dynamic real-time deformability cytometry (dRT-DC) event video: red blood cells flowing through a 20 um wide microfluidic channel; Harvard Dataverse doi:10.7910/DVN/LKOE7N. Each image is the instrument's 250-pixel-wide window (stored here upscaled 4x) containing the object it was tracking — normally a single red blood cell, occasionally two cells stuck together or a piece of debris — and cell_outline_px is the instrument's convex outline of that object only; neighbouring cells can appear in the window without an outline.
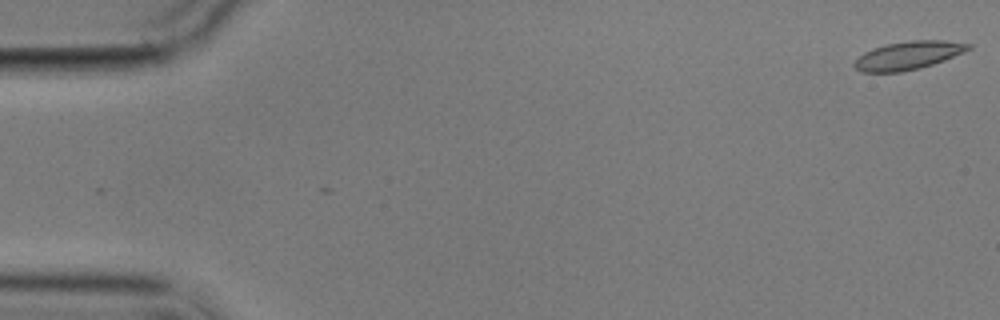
{"species": "common noctule bat (a hibernating species)", "species_latin": "Nyctalus noctula", "temperature_condition": "cold", "stored_images_in_passage": 6, "camera_frame_rate_fps": 3000, "um_per_image_px": 0.085, "animal": {"sex": "male", "body_mass_g": 17.9}, "frame": {"image": 1, "passage_image": 1, "time_ms": 0.0, "image_size_px": [1000, 320], "cell_outline_px": [[972, 48], [964, 52], [944, 60], [920, 68], [900, 72], [860, 72], [852, 64], [864, 52], [872, 48], [884, 44], [908, 40], [944, 40], [972, 44]], "centroid_in_image_um": [77.19, 4.7], "position_along_channel_um": 7.8, "area_um2": 18.84}}
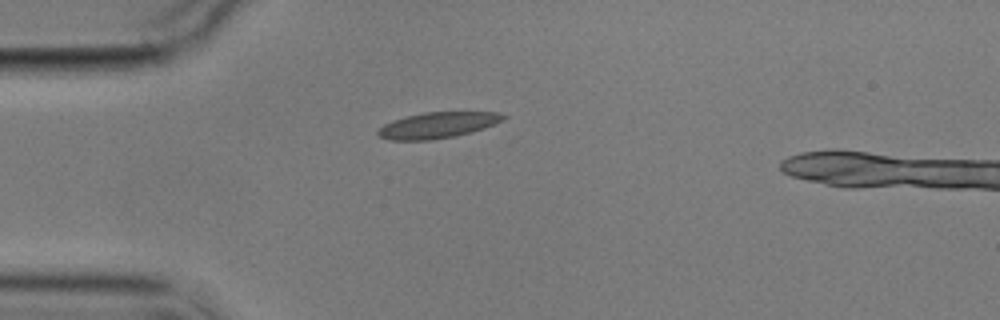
{"frame": {"image": 2, "passage_image": 5, "time_ms": 4.667, "image_size_px": [1000, 320], "cell_outline_px": [[508, 116], [484, 128], [472, 132], [452, 136], [428, 140], [388, 140], [380, 136], [376, 132], [384, 124], [392, 120], [424, 112], [496, 112]], "centroid_in_image_um": [37.16, 10.64], "position_along_channel_um": 47.8, "area_um2": 18.61}}